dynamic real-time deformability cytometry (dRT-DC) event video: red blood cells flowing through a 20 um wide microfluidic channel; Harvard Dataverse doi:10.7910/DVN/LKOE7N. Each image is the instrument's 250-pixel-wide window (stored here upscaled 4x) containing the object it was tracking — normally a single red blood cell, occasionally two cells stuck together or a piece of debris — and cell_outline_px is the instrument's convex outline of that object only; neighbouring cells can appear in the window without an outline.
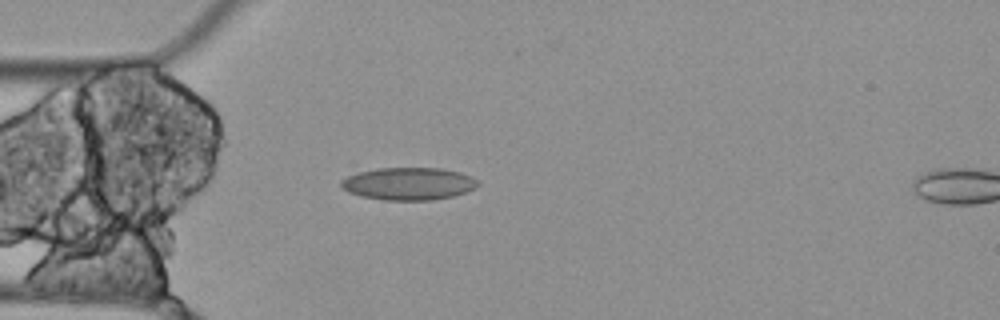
{"species": "Egyptian fruit bat (a non-hibernating species)", "species_latin": "Rousettus aegyptiacus", "temperature_condition": "cold", "stored_images_in_passage": 5, "camera_frame_rate_fps": 3000, "um_per_image_px": 0.085, "animal": {"sex": "female"}, "frame": {"image": 1, "passage_image": 4, "time_ms": 1.0, "image_size_px": [1000, 320], "cell_outline_px": [[480, 184], [476, 188], [452, 196], [432, 200], [384, 200], [360, 196], [348, 192], [340, 184], [340, 180], [348, 176], [360, 172], [376, 168], [440, 168], [460, 172], [472, 176]], "centroid_in_image_um": [34.73, 15.61], "position_along_channel_um": 50.3, "area_um2": 25.89}}